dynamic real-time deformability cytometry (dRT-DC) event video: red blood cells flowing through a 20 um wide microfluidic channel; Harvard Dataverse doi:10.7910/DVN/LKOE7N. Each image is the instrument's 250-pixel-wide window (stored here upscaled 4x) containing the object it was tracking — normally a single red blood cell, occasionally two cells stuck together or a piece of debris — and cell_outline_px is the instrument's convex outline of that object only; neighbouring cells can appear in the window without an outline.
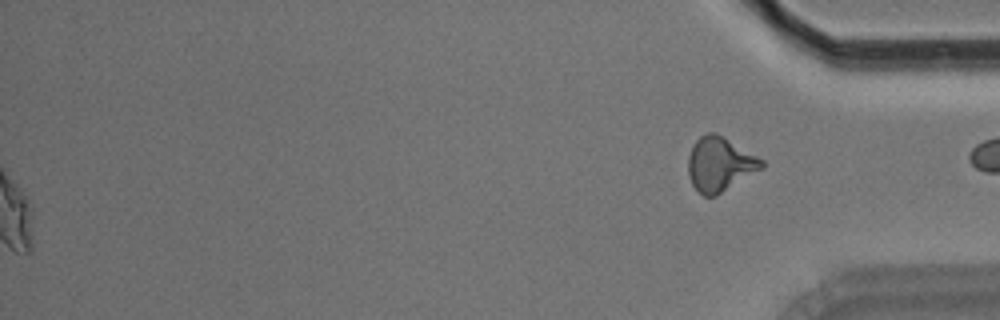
{"species": "Egyptian fruit bat (a non-hibernating species)", "species_latin": "Rousettus aegyptiacus", "temperature_condition": "room temperature", "stored_images_in_passage": 47, "segment_of_instrument_passage": [2, 2], "camera_frame_rate_fps": 3000, "um_per_image_px": 0.085, "animal": {"sex": "male"}, "frame": {"image": 1, "passage_image": 47, "time_ms": 15.333, "image_size_px": [1000, 320], "cell_outline_px": [[764, 168], [716, 196], [704, 196], [692, 184], [688, 176], [688, 156], [692, 144], [700, 136], [708, 132], [716, 132], [724, 136], [764, 160]], "centroid_in_image_um": [61.19, 13.94], "position_along_channel_um": 374.0, "area_um2": 23.47}}